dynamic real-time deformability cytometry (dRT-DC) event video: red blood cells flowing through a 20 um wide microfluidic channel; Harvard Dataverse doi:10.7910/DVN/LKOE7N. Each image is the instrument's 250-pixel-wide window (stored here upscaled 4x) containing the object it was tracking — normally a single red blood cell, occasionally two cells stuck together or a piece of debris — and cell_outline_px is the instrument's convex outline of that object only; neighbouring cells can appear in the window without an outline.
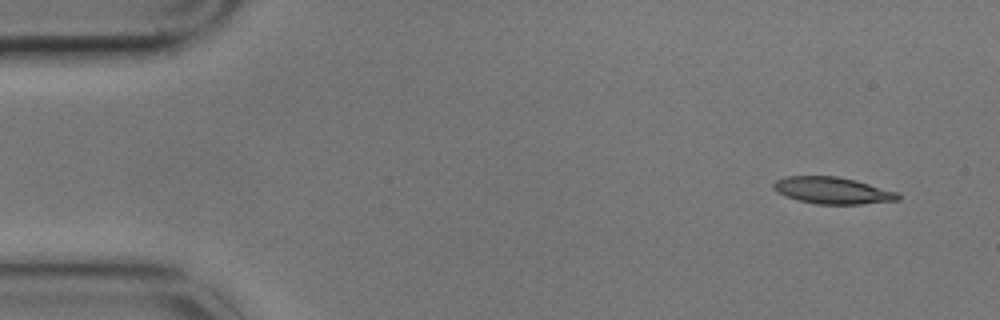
{"species": "common noctule bat (a hibernating species)", "species_latin": "Nyctalus noctula", "temperature_condition": "cold", "stored_images_in_passage": 5, "camera_frame_rate_fps": 3000, "um_per_image_px": 0.085, "animal": {"sex": "male", "body_mass_g": 17.9}, "frame": {"image": 1, "passage_image": 1, "time_ms": 0.0, "image_size_px": [1000, 320], "cell_outline_px": [[900, 200], [860, 204], [816, 204], [784, 196], [776, 192], [772, 188], [772, 184], [776, 180], [788, 176], [836, 176], [856, 180], [900, 192]], "centroid_in_image_um": [70.78, 16.19], "position_along_channel_um": 14.2, "area_um2": 19.59}}
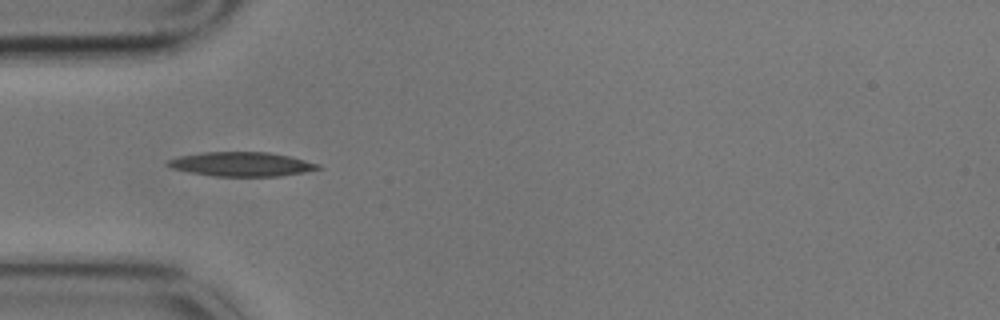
{"frame": {"image": 2, "passage_image": 4, "time_ms": 1.0, "image_size_px": [1000, 320], "cell_outline_px": [[324, 168], [304, 172], [280, 176], [216, 176], [192, 172], [172, 168], [164, 164], [168, 160], [180, 156], [204, 152], [268, 152], [288, 156], [320, 164]], "centroid_in_image_um": [20.56, 13.95], "position_along_channel_um": 64.4, "area_um2": 21.04}}